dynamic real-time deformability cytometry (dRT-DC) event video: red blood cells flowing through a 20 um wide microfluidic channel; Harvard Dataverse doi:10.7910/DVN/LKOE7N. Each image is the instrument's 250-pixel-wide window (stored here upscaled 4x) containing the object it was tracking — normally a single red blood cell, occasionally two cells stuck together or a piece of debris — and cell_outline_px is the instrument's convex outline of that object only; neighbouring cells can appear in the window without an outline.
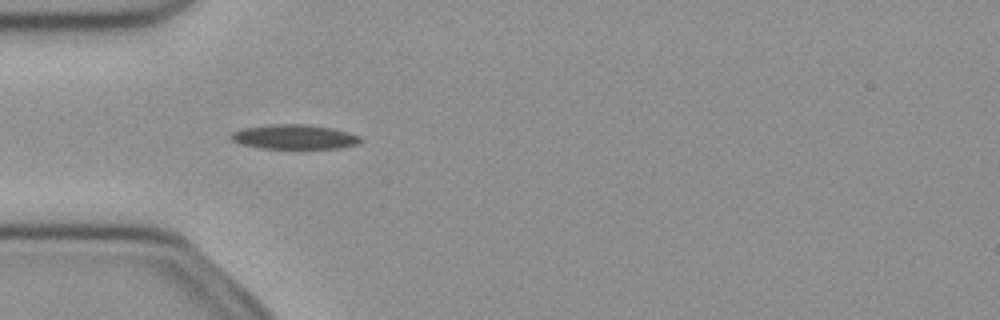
{"species": "common noctule bat (a hibernating species)", "species_latin": "Nyctalus noctula", "temperature_condition": "cold", "stored_images_in_passage": 52, "camera_frame_rate_fps": 3000, "um_per_image_px": 0.085, "animal": {"sex": "female", "body_mass_g": 21.9}, "frame": {"image": 1, "passage_image": 16, "time_ms": 5.0, "image_size_px": [1000, 320], "cell_outline_px": [[364, 140], [360, 144], [340, 148], [260, 148], [244, 144], [232, 140], [228, 136], [232, 132], [240, 128], [272, 124], [308, 124], [332, 128], [348, 132], [360, 136]], "centroid_in_image_um": [25.05, 11.62], "position_along_channel_um": 60.0, "area_um2": 18.67}}
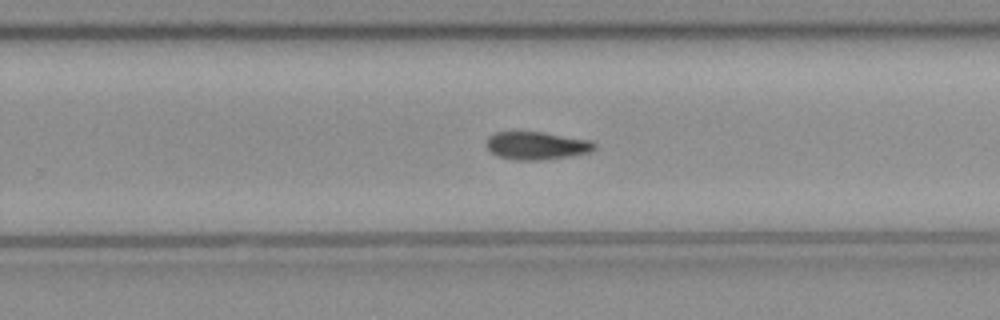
{"frame": {"image": 2, "passage_image": 33, "time_ms": 10.667, "image_size_px": [1000, 320], "cell_outline_px": [[596, 148], [592, 152], [572, 156], [540, 160], [512, 160], [496, 156], [484, 144], [488, 136], [496, 132], [544, 132], [592, 140], [596, 144]], "centroid_in_image_um": [45.63, 12.38], "position_along_channel_um": 284.2, "area_um2": 17.92}}
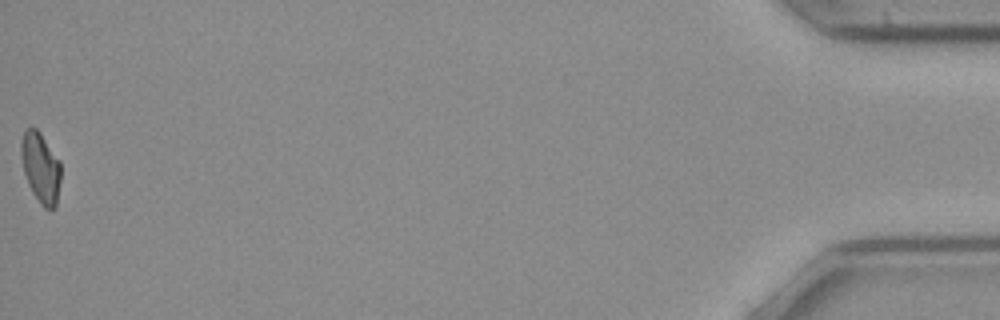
{"frame": {"image": 3, "passage_image": 52, "time_ms": 17.0, "image_size_px": [1000, 320], "cell_outline_px": [[60, 180], [56, 208], [44, 208], [40, 204], [32, 192], [28, 184], [24, 172], [20, 156], [20, 140], [24, 132], [28, 128], [36, 128], [40, 132], [60, 160]], "centroid_in_image_um": [3.45, 14.24], "position_along_channel_um": 431.8, "area_um2": 16.42}, "authors_computed_cell_mechanics": {"area_um2": 17.4556, "velocity_mm_per_s": 3.9866, "shape_relaxation_time_tau1_ms": 10.8734, "shape_relaxation_time_tau2_ms": null, "deformation_change_tau1": 0.1939, "deformation_change_tau2": null}}